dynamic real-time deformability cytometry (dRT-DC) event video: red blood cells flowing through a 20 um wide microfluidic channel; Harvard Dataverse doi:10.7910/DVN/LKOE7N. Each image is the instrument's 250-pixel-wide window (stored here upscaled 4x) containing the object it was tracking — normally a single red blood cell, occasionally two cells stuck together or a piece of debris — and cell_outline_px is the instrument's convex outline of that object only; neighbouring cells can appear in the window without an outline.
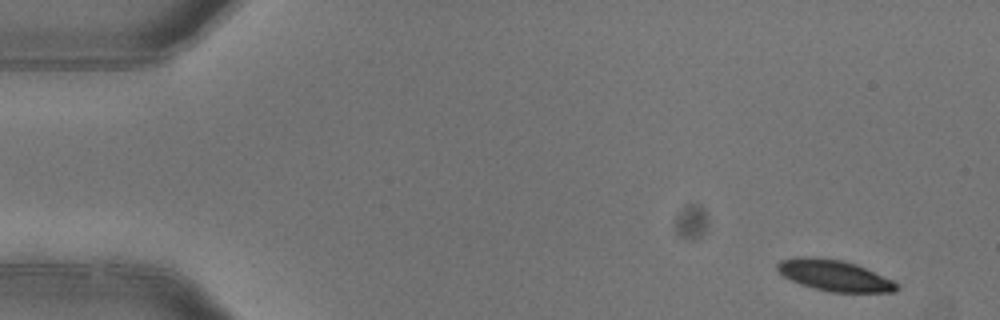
{"species": "common noctule bat (a hibernating species)", "species_latin": "Nyctalus noctula", "temperature_condition": "warm", "stored_images_in_passage": 4, "camera_frame_rate_fps": 3000, "um_per_image_px": 0.085, "animal": {"sex": "female"}, "frame": {"image": 1, "passage_image": 1, "time_ms": 0.0, "image_size_px": [1000, 320], "cell_outline_px": [[900, 288], [896, 292], [828, 292], [812, 288], [800, 284], [784, 276], [776, 268], [776, 264], [780, 260], [796, 256], [820, 256], [844, 260], [856, 264], [892, 280], [900, 284]], "centroid_in_image_um": [70.91, 23.4], "position_along_channel_um": 14.1, "area_um2": 21.96}}
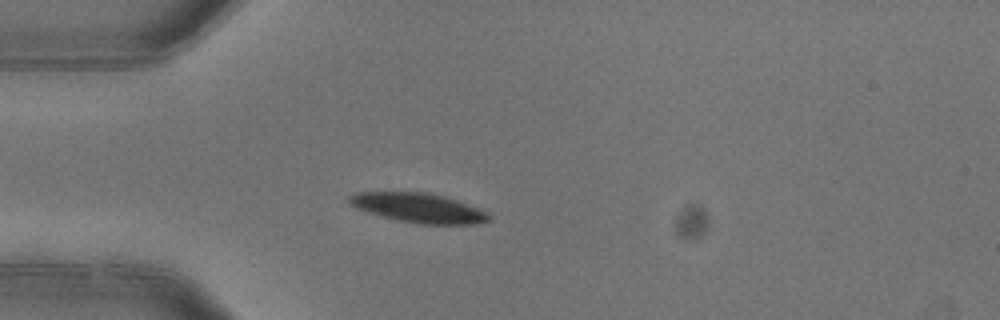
{"frame": {"image": 2, "passage_image": 4, "time_ms": 1.0, "image_size_px": [1000, 320], "cell_outline_px": [[488, 220], [476, 224], [420, 224], [380, 216], [356, 208], [348, 204], [348, 196], [356, 192], [428, 192], [444, 196], [456, 200], [476, 208], [484, 212], [488, 216]], "centroid_in_image_um": [35.48, 17.66], "position_along_channel_um": 49.5, "area_um2": 23.64}}